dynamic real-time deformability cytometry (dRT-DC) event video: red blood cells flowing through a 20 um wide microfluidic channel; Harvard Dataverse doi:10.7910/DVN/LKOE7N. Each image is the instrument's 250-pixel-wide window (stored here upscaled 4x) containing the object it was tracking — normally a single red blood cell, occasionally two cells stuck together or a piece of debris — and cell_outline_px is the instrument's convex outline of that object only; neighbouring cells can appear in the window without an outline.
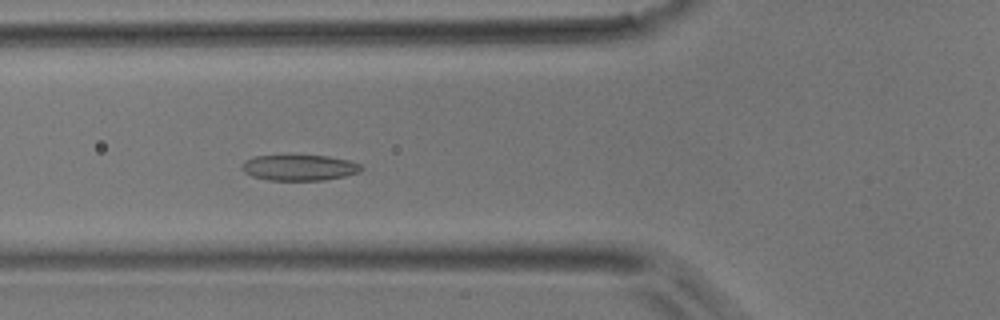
{"species": "common noctule bat (a hibernating species)", "species_latin": "Nyctalus noctula", "temperature_condition": "room temperature", "stored_images_in_passage": 34, "camera_frame_rate_fps": 3000, "um_per_image_px": 0.085, "animal": {"sex": "male", "body_mass_g": 17.9}, "frame": {"image": 1, "passage_image": 19, "time_ms": 6.0, "image_size_px": [1000, 320], "cell_outline_px": [[364, 168], [360, 172], [344, 176], [324, 180], [268, 180], [252, 176], [244, 172], [240, 168], [244, 160], [256, 156], [328, 156], [348, 160], [360, 164]], "centroid_in_image_um": [25.44, 14.25], "position_along_channel_um": 100.4, "area_um2": 17.86}}
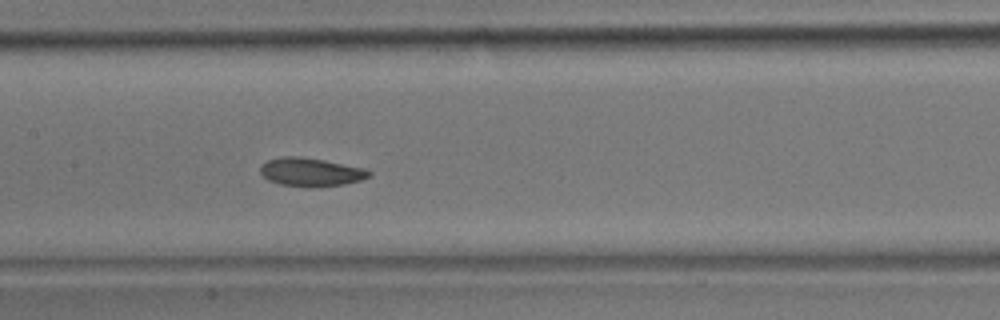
{"frame": {"image": 2, "passage_image": 25, "time_ms": 8.0, "image_size_px": [1000, 320], "cell_outline_px": [[372, 172], [368, 176], [360, 180], [344, 184], [304, 188], [280, 184], [268, 180], [260, 172], [260, 164], [268, 160], [284, 156], [296, 156], [324, 160], [364, 168]], "centroid_in_image_um": [26.38, 14.63], "position_along_channel_um": 181.0, "area_um2": 17.98}}
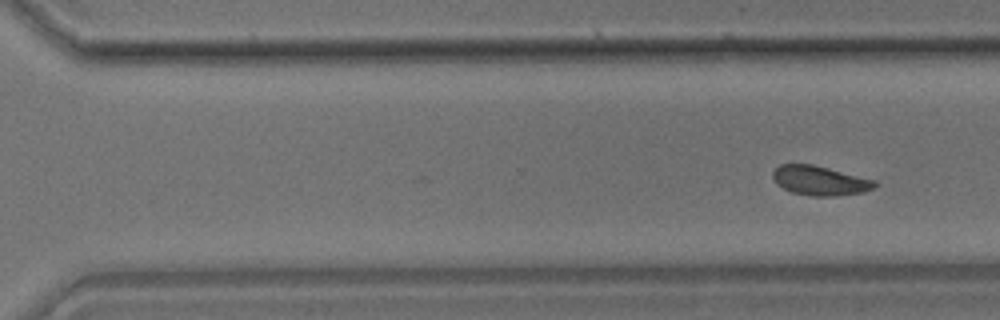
{"frame": {"image": 3, "passage_image": 34, "time_ms": 11.0, "image_size_px": [1000, 320], "cell_outline_px": [[876, 184], [872, 188], [864, 192], [832, 196], [812, 196], [792, 192], [776, 184], [772, 176], [772, 172], [780, 164], [812, 164], [876, 180]], "centroid_in_image_um": [69.66, 15.35], "position_along_channel_um": 300.9, "area_um2": 17.34}}